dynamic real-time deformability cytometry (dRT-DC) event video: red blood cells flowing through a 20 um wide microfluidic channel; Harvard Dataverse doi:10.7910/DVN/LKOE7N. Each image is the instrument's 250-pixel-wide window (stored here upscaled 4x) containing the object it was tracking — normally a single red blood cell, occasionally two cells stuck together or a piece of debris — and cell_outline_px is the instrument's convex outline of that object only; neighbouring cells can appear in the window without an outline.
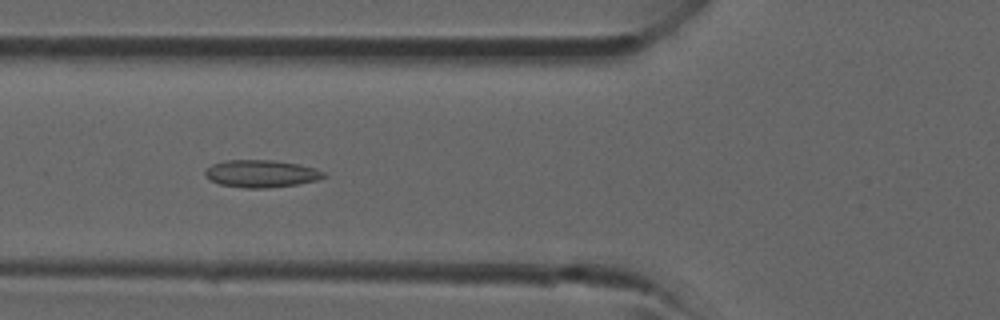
{"species": "common noctule bat (a hibernating species)", "species_latin": "Nyctalus noctula", "temperature_condition": "room temperature", "stored_images_in_passage": 41, "camera_frame_rate_fps": 3000, "um_per_image_px": 0.085, "animal": {"sex": "male", "forearm_length_mm": 52.5}, "frame": {"image": 1, "passage_image": 15, "time_ms": 4.667, "image_size_px": [1000, 320], "cell_outline_px": [[328, 176], [316, 180], [296, 184], [268, 188], [244, 188], [220, 184], [204, 176], [204, 168], [212, 164], [224, 160], [272, 160], [300, 164], [316, 168], [328, 172]], "centroid_in_image_um": [22.22, 14.75], "position_along_channel_um": 103.6, "area_um2": 19.19}}
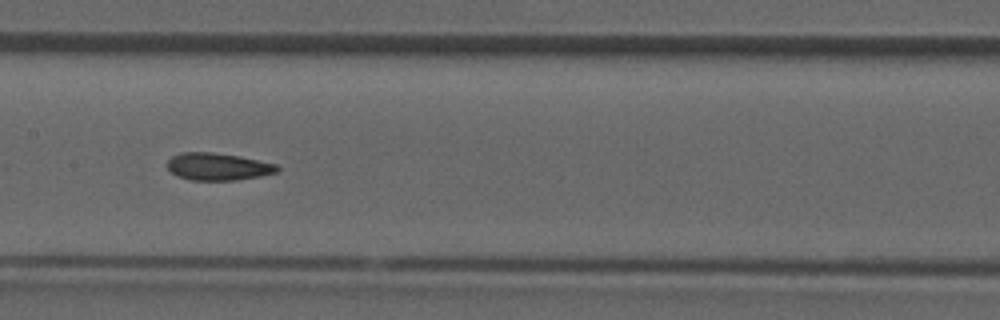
{"frame": {"image": 2, "passage_image": 20, "time_ms": 6.333, "image_size_px": [1000, 320], "cell_outline_px": [[280, 168], [276, 172], [260, 176], [236, 180], [192, 180], [176, 176], [168, 168], [168, 160], [172, 156], [180, 152], [212, 152], [240, 156], [276, 164]], "centroid_in_image_um": [18.51, 14.16], "position_along_channel_um": 188.9, "area_um2": 17.46}}
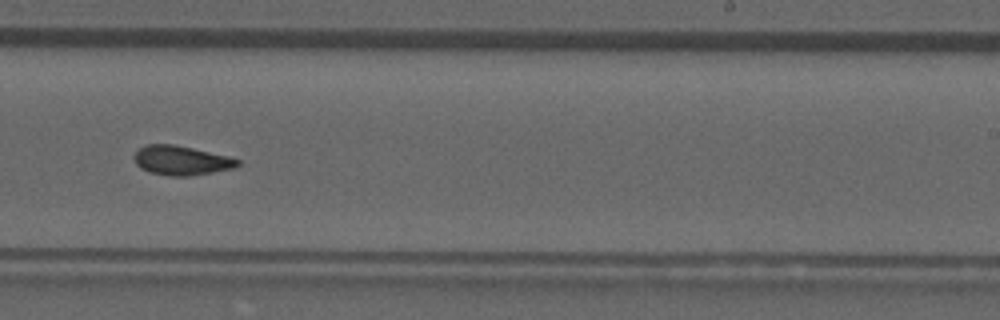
{"frame": {"image": 3, "passage_image": 25, "time_ms": 8.0, "image_size_px": [1000, 320], "cell_outline_px": [[240, 164], [236, 168], [188, 176], [168, 176], [148, 172], [140, 168], [136, 164], [132, 156], [144, 144], [172, 144], [192, 148], [228, 156], [240, 160]], "centroid_in_image_um": [15.39, 13.64], "position_along_channel_um": 273.6, "area_um2": 17.8}}